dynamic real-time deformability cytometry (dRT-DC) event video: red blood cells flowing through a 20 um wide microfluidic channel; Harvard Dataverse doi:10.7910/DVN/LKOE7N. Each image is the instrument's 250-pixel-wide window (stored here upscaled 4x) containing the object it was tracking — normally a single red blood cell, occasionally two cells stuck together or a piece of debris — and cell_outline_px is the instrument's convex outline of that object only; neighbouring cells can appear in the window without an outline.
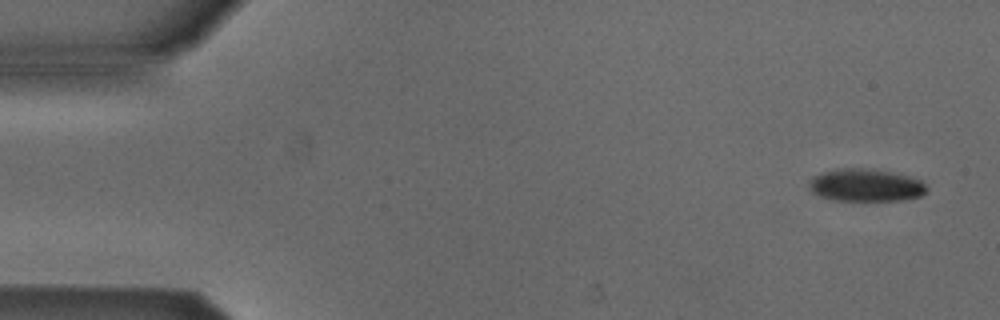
{"species": "Egyptian fruit bat (a non-hibernating species)", "species_latin": "Rousettus aegyptiacus", "temperature_condition": "cold", "stored_images_in_passage": 8, "camera_frame_rate_fps": 3000, "um_per_image_px": 0.085, "animal": {"sex": "male"}, "frame": {"image": 1, "passage_image": 1, "time_ms": 0.0, "image_size_px": [1000, 320], "cell_outline_px": [[928, 188], [920, 196], [900, 200], [836, 200], [820, 196], [812, 192], [812, 176], [824, 172], [840, 168], [864, 168], [888, 172], [908, 176], [920, 180]], "centroid_in_image_um": [73.6, 15.74], "position_along_channel_um": 11.4, "area_um2": 21.73}}
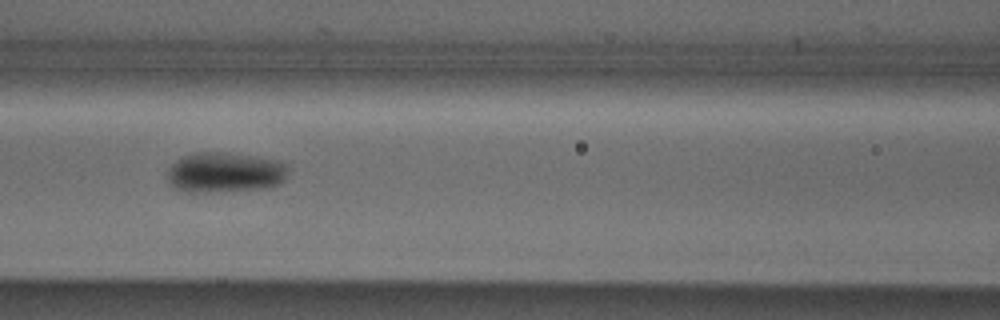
{"frame": {"image": 2, "passage_image": 6, "time_ms": 1.667, "image_size_px": [1000, 320], "cell_outline_px": [[288, 172], [284, 180], [280, 184], [268, 188], [208, 192], [184, 192], [168, 184], [168, 168], [176, 160], [184, 156], [196, 152], [224, 152], [256, 156], [276, 160], [288, 164]], "centroid_in_image_um": [19.13, 14.66], "position_along_channel_um": 147.5, "area_um2": 28.67}}
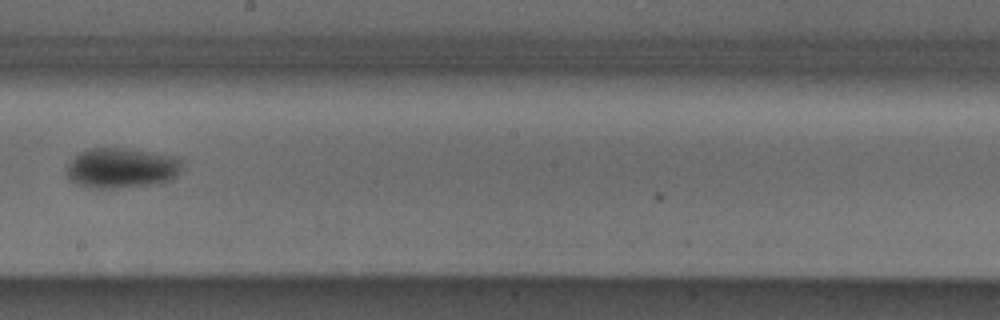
{"frame": {"image": 3, "passage_image": 8, "time_ms": 2.333, "image_size_px": [1000, 320], "cell_outline_px": [[184, 160], [176, 176], [172, 180], [152, 184], [120, 188], [88, 188], [76, 184], [68, 176], [68, 168], [72, 160], [80, 152], [88, 148], [132, 148], [156, 152], [172, 156]], "centroid_in_image_um": [10.37, 14.27], "position_along_channel_um": 237.8, "area_um2": 27.17}}